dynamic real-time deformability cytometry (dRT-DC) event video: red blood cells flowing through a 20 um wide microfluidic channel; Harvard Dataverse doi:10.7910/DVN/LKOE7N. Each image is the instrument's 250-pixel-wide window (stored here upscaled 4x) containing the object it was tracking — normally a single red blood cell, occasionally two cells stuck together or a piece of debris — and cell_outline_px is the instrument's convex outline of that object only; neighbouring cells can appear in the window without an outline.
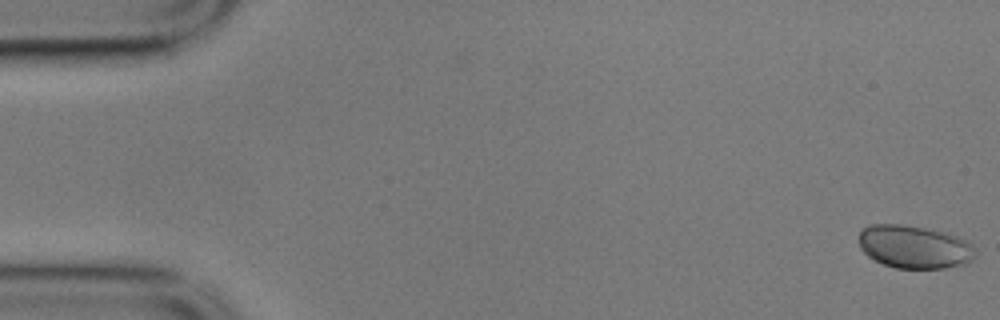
{"species": "common noctule bat (a hibernating species)", "species_latin": "Nyctalus noctula", "temperature_condition": "cold", "stored_images_in_passage": 13, "camera_frame_rate_fps": 3000, "um_per_image_px": 0.085, "animal": {"sex": "male", "body_mass_g": 17.9}, "frame": {"image": 1, "passage_image": 1, "time_ms": 0.0, "image_size_px": [1000, 320], "cell_outline_px": [[976, 252], [972, 260], [964, 264], [944, 268], [896, 268], [884, 264], [868, 256], [860, 248], [860, 228], [868, 224], [900, 224], [924, 228], [944, 232], [956, 236], [972, 244], [976, 248]], "centroid_in_image_um": [77.71, 20.98], "position_along_channel_um": 7.3, "area_um2": 29.19}}